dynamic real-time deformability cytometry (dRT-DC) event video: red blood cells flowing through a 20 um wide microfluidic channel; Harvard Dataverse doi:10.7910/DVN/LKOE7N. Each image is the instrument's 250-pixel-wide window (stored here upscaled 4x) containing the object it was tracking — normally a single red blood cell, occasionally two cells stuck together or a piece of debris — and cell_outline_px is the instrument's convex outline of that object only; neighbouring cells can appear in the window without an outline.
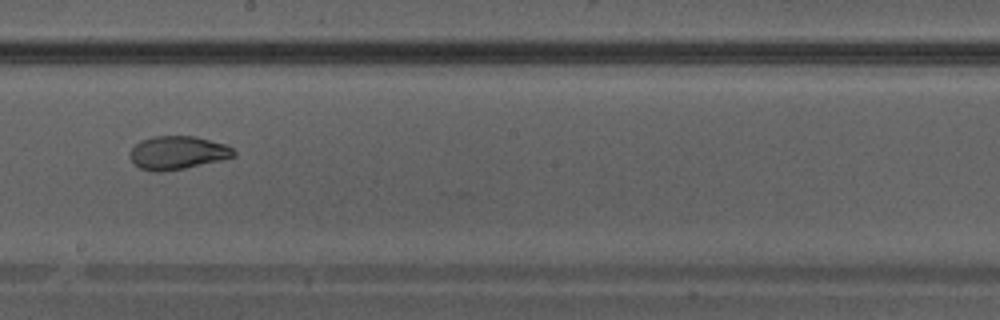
{"species": "Egyptian fruit bat (a non-hibernating species)", "species_latin": "Rousettus aegyptiacus", "temperature_condition": "warm", "stored_images_in_passage": 27, "camera_frame_rate_fps": 3000, "um_per_image_px": 0.085, "animal": {"sex": "male"}, "frame": {"image": 1, "passage_image": 12, "time_ms": 3.667, "image_size_px": [1000, 320], "cell_outline_px": [[236, 156], [220, 160], [184, 168], [156, 172], [140, 168], [128, 156], [128, 152], [140, 140], [152, 136], [196, 136], [224, 144], [232, 148], [236, 152]], "centroid_in_image_um": [15.07, 12.96], "position_along_channel_um": 233.1, "area_um2": 20.06}}